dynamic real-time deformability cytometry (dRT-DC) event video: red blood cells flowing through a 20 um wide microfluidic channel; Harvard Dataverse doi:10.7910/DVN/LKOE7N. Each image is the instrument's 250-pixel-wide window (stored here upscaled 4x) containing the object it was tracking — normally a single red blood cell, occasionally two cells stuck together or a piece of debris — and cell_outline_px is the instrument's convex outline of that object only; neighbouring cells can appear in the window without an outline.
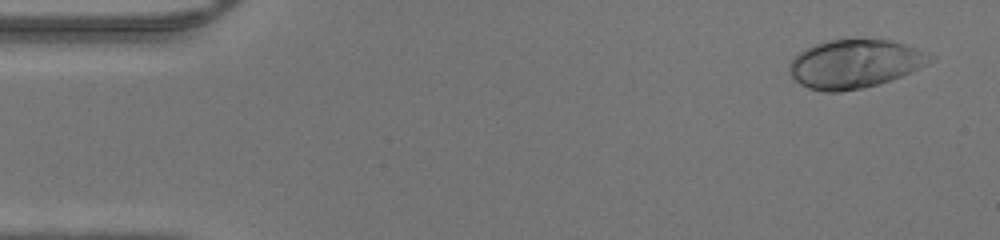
{"species": "human", "species_latin": "Homo sapiens", "temperature_condition": "warm", "stored_images_in_passage": 46, "camera_frame_rate_fps": 3000, "um_per_image_px": 0.085, "donor": {"sex": "male"}, "frame": {"image": 1, "passage_image": 2, "time_ms": 0.333, "image_size_px": [1000, 240], "cell_outline_px": [[936, 60], [912, 72], [880, 84], [840, 92], [824, 92], [808, 88], [800, 84], [792, 76], [788, 68], [788, 64], [800, 52], [816, 44], [828, 40], [888, 40], [904, 44], [928, 52], [936, 56]], "centroid_in_image_um": [72.7, 5.44], "position_along_channel_um": 12.3, "area_um2": 39.77}}
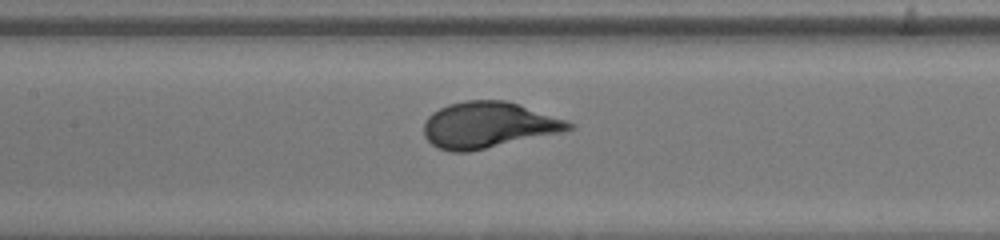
{"frame": {"image": 2, "passage_image": 21, "time_ms": 6.667, "image_size_px": [1000, 240], "cell_outline_px": [[576, 128], [564, 132], [468, 152], [452, 152], [440, 148], [432, 144], [424, 136], [424, 120], [432, 112], [448, 104], [464, 100], [504, 100], [568, 120], [576, 124]], "centroid_in_image_um": [41.53, 10.63], "position_along_channel_um": 165.9, "area_um2": 39.07}}
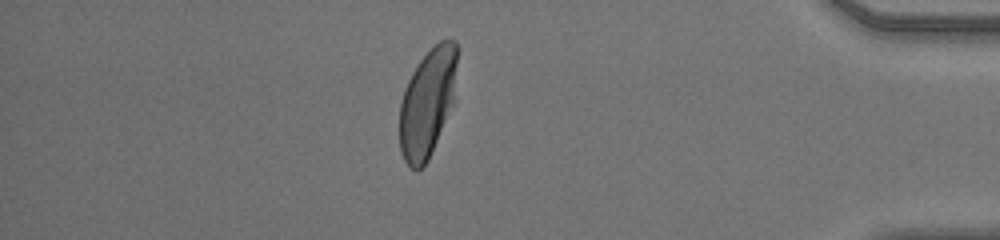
{"frame": {"image": 3, "passage_image": 40, "time_ms": 13.0, "image_size_px": [1000, 240], "cell_outline_px": [[456, 100], [428, 160], [416, 172], [404, 160], [400, 152], [400, 100], [404, 88], [412, 72], [420, 60], [440, 40], [456, 40]], "centroid_in_image_um": [36.35, 8.75], "position_along_channel_um": 398.9, "area_um2": 36.59}}